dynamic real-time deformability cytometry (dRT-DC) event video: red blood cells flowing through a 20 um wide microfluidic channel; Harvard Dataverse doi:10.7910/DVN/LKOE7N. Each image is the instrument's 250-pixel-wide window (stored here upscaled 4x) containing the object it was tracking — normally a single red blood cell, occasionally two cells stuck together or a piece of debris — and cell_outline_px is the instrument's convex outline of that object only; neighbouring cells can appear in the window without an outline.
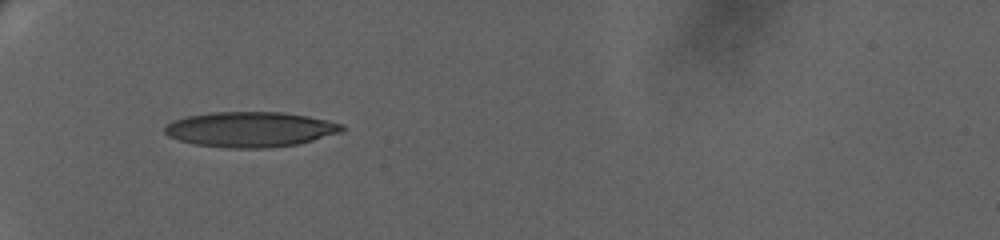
{"species": "human", "species_latin": "Homo sapiens", "temperature_condition": "warm", "stored_images_in_passage": 40, "camera_frame_rate_fps": 3000, "um_per_image_px": 0.085, "donor": {"sex": "female"}, "frame": {"image": 1, "passage_image": 1, "time_ms": 0.0, "image_size_px": [1000, 240], "cell_outline_px": [[344, 128], [340, 132], [312, 140], [296, 144], [272, 148], [228, 148], [192, 144], [168, 136], [164, 132], [164, 128], [172, 120], [188, 116], [212, 112], [284, 112], [308, 116], [344, 124]], "centroid_in_image_um": [21.25, 11.0], "position_along_channel_um": 63.7, "area_um2": 36.36}}
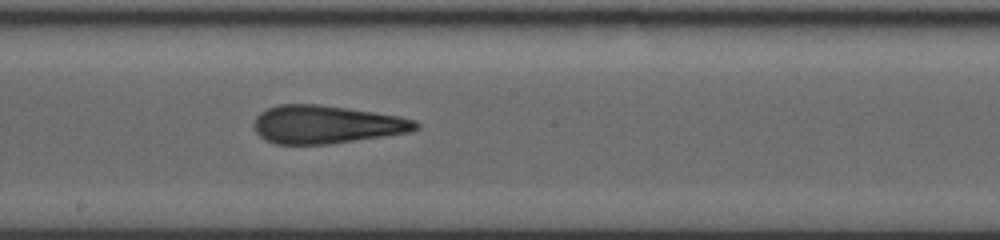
{"frame": {"image": 2, "passage_image": 22, "time_ms": 5.333, "image_size_px": [1000, 240], "cell_outline_px": [[420, 128], [412, 132], [328, 144], [276, 144], [264, 140], [256, 132], [252, 124], [256, 116], [260, 112], [268, 108], [280, 104], [320, 104], [348, 108], [400, 116], [416, 120], [420, 124]], "centroid_in_image_um": [27.75, 10.58], "position_along_channel_um": 220.5, "area_um2": 36.18}}
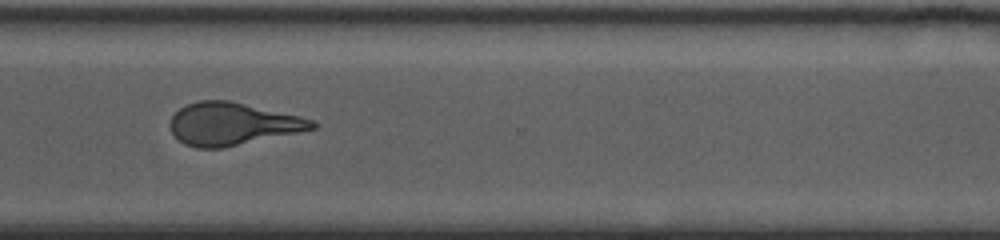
{"frame": {"image": 3, "passage_image": 39, "time_ms": 9.333, "image_size_px": [1000, 240], "cell_outline_px": [[316, 128], [220, 148], [196, 148], [184, 144], [172, 132], [168, 124], [172, 116], [180, 108], [188, 104], [200, 100], [228, 100], [300, 116], [312, 120], [316, 124]], "centroid_in_image_um": [19.7, 10.52], "position_along_channel_um": 350.9, "area_um2": 34.62}}